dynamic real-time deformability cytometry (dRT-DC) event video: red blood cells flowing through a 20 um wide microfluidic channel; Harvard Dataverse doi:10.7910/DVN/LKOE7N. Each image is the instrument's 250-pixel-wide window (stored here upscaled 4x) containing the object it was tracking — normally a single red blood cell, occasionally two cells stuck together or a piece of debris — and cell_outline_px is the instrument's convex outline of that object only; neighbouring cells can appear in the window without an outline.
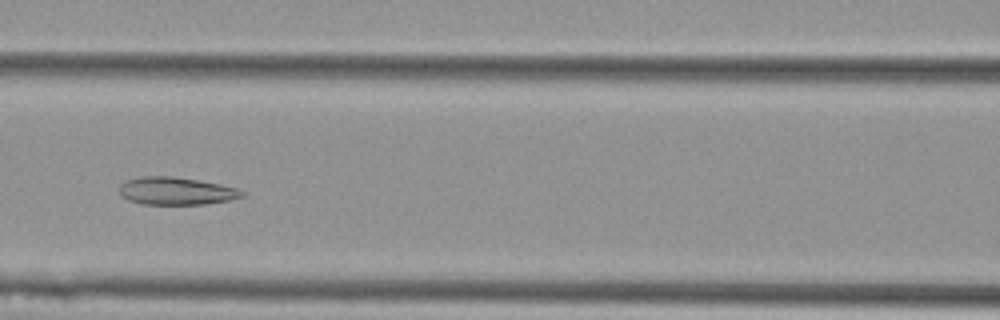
{"species": "Egyptian fruit bat (a non-hibernating species)", "species_latin": "Rousettus aegyptiacus", "temperature_condition": "cold", "stored_images_in_passage": 8, "camera_frame_rate_fps": 3000, "um_per_image_px": 0.085, "animal": {"sex": "female"}, "frame": {"image": 1, "passage_image": 4, "time_ms": 1.0, "image_size_px": [1000, 320], "cell_outline_px": [[244, 196], [232, 200], [204, 204], [140, 204], [128, 200], [120, 192], [120, 184], [128, 180], [144, 176], [172, 176], [220, 184], [236, 188], [244, 192]], "centroid_in_image_um": [14.99, 16.24], "position_along_channel_um": 151.6, "area_um2": 19.59}}
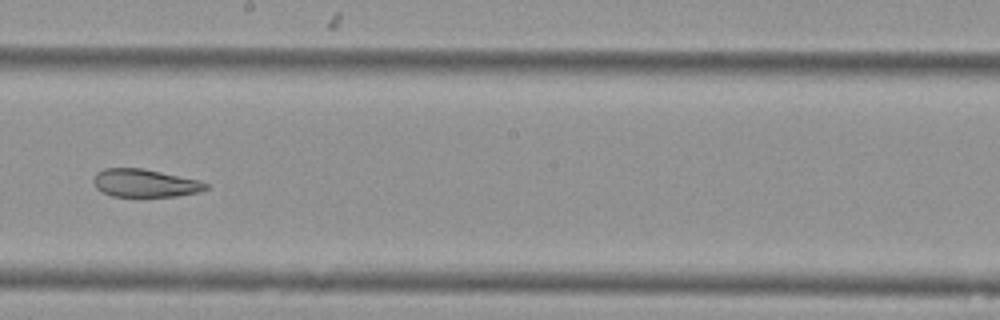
{"frame": {"image": 2, "passage_image": 6, "time_ms": 1.667, "image_size_px": [1000, 320], "cell_outline_px": [[208, 188], [200, 192], [176, 196], [112, 196], [100, 192], [96, 188], [92, 180], [96, 172], [104, 168], [144, 168], [196, 180], [208, 184]], "centroid_in_image_um": [12.26, 15.56], "position_along_channel_um": 235.9, "area_um2": 18.26}}
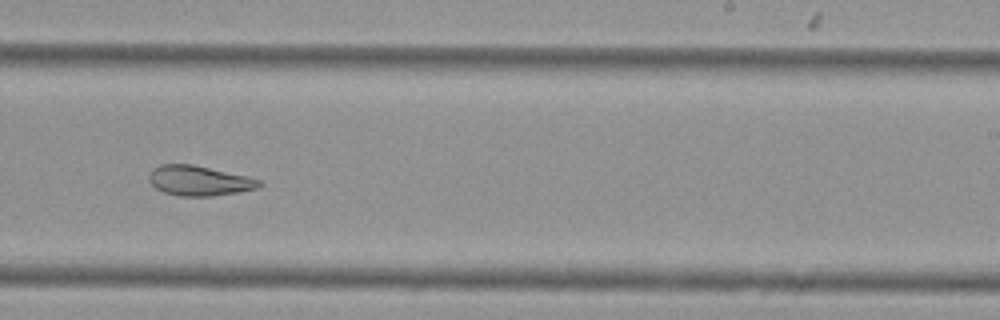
{"frame": {"image": 3, "passage_image": 7, "time_ms": 2.0, "image_size_px": [1000, 320], "cell_outline_px": [[264, 184], [256, 188], [236, 192], [212, 196], [180, 196], [164, 192], [156, 188], [148, 180], [148, 176], [152, 168], [160, 164], [192, 164], [244, 176], [260, 180]], "centroid_in_image_um": [16.87, 15.36], "position_along_channel_um": 272.1, "area_um2": 19.02}}